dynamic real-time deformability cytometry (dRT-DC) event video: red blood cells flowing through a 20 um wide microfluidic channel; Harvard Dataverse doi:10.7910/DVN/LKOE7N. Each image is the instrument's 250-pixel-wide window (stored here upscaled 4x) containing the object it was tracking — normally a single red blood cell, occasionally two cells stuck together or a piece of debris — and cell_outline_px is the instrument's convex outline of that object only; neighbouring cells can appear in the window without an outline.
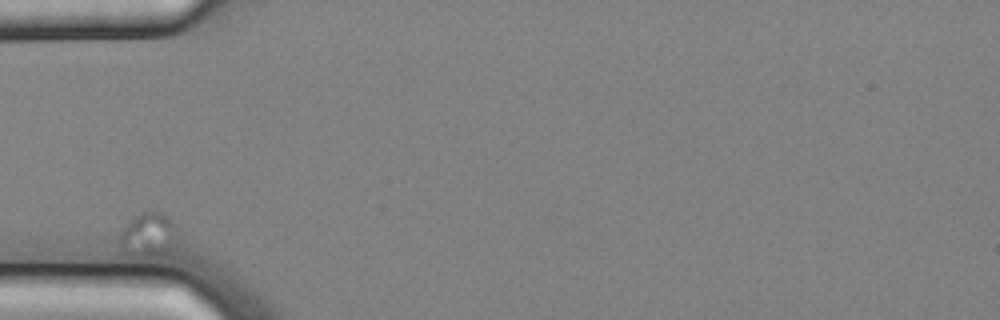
{"species": "common noctule bat (a hibernating species)", "species_latin": "Nyctalus noctula", "temperature_condition": "cold", "stored_images_in_passage": 2, "camera_frame_rate_fps": 3000, "um_per_image_px": 0.085, "animal": {"sex": "male", "body_mass_g": 20.4}, "frame": {"image": 1, "passage_image": 1, "time_ms": 0.0, "image_size_px": [1000, 320], "cell_outline_px": [[172, 228], [168, 252], [160, 256], [144, 256], [124, 252], [120, 244], [120, 232], [132, 216], [140, 212], [160, 212], [172, 220]], "centroid_in_image_um": [12.49, 19.93], "position_along_channel_um": 72.5, "area_um2": 13.93}}